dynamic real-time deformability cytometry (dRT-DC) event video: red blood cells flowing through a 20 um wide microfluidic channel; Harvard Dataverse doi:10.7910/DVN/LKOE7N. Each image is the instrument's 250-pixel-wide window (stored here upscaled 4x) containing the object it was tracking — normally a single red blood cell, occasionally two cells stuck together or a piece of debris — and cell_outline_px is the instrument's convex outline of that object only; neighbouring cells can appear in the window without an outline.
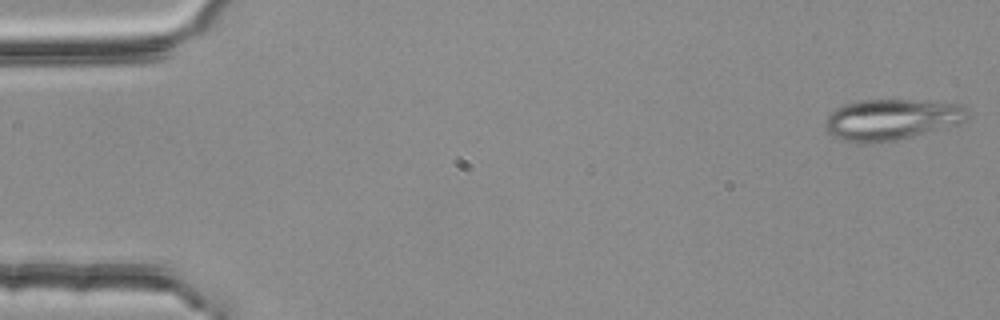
{"species": "common noctule bat (a hibernating species)", "species_latin": "Nyctalus noctula", "temperature_condition": "room temperature", "stored_images_in_passage": 54, "segment_of_instrument_passage": [1, 2], "camera_frame_rate_fps": 3000, "um_per_image_px": 0.085, "animal": {"sex": "female", "body_mass_g": 25.1}, "frame": {"image": 1, "passage_image": 1, "time_ms": 0.0, "image_size_px": [1000, 320], "cell_outline_px": [[968, 116], [960, 124], [892, 140], [872, 144], [856, 144], [844, 140], [828, 132], [824, 128], [824, 120], [836, 108], [844, 104], [860, 100], [944, 100], [964, 104], [968, 112]], "centroid_in_image_um": [75.81, 10.13], "position_along_channel_um": 9.2, "area_um2": 34.39}}